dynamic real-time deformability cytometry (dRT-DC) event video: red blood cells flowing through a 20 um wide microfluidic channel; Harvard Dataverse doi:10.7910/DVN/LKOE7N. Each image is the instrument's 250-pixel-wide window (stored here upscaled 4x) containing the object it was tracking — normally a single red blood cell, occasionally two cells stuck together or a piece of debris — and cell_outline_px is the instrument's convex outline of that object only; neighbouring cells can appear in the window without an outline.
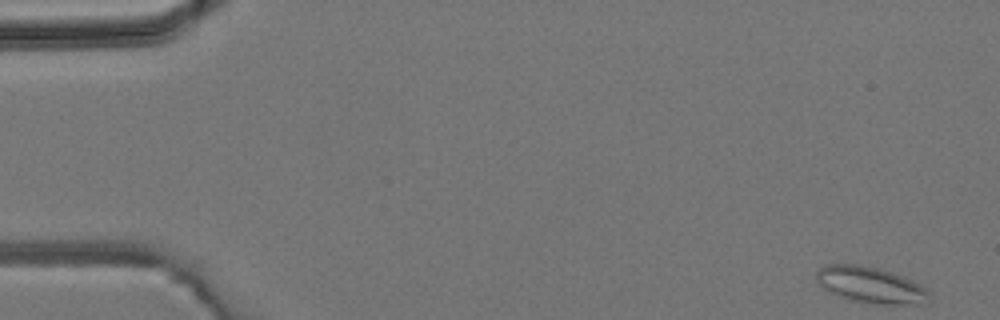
{"species": "common noctule bat (a hibernating species)", "species_latin": "Nyctalus noctula", "temperature_condition": "room temperature", "stored_images_in_passage": 4, "camera_frame_rate_fps": 3000, "um_per_image_px": 0.085, "animal": {"sex": "male", "body_mass_g": 19.2, "forearm_length_mm": 51.8}, "frame": {"image": 1, "passage_image": 1, "time_ms": 0.0, "image_size_px": [1000, 320], "cell_outline_px": [[932, 300], [924, 304], [880, 304], [848, 300], [828, 292], [816, 284], [816, 272], [824, 264], [856, 264], [876, 268], [912, 280], [920, 284], [932, 296]], "centroid_in_image_um": [73.96, 24.24], "position_along_channel_um": 11.0, "area_um2": 23.99}}